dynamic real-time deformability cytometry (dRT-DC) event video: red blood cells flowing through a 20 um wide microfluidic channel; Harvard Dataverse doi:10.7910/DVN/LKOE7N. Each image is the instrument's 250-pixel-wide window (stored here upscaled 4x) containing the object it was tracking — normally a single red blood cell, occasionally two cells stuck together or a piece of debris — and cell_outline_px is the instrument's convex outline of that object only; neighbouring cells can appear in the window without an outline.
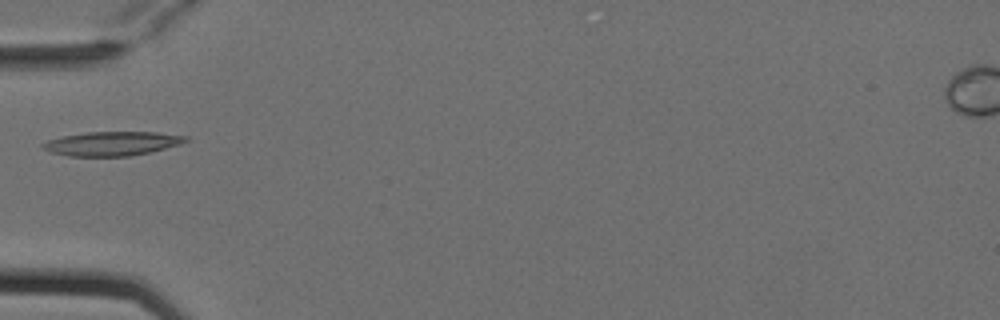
{"species": "Egyptian fruit bat (a non-hibernating species)", "species_latin": "Rousettus aegyptiacus", "temperature_condition": "cold", "stored_images_in_passage": 3, "camera_frame_rate_fps": 3000, "um_per_image_px": 0.085, "animal": {"sex": "female"}, "frame": {"image": 1, "passage_image": 3, "time_ms": 0.667, "image_size_px": [1000, 320], "cell_outline_px": [[188, 140], [180, 144], [132, 156], [68, 156], [52, 152], [40, 148], [40, 144], [48, 140], [64, 136], [88, 132], [156, 132], [188, 136]], "centroid_in_image_um": [9.5, 12.2], "position_along_channel_um": 75.5, "area_um2": 19.94}}